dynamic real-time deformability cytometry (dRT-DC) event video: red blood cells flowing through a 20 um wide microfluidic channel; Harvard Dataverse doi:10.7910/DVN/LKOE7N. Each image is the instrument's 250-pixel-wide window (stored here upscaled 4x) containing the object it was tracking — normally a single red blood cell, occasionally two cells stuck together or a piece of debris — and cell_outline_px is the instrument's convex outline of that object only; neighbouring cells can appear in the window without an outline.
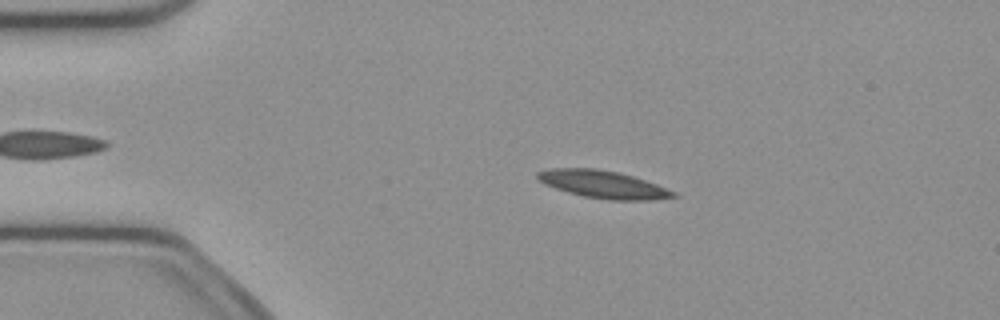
{"species": "common noctule bat (a hibernating species)", "species_latin": "Nyctalus noctula", "temperature_condition": "cold", "stored_images_in_passage": 46, "camera_frame_rate_fps": 3000, "um_per_image_px": 0.085, "animal": {"sex": "female", "body_mass_g": 21.9}, "frame": {"image": 1, "passage_image": 10, "time_ms": 3.0, "image_size_px": [1000, 320], "cell_outline_px": [[680, 196], [652, 200], [608, 200], [584, 196], [568, 192], [544, 184], [536, 176], [536, 172], [552, 168], [596, 168], [616, 172], [632, 176], [656, 184], [676, 192]], "centroid_in_image_um": [51.27, 15.68], "position_along_channel_um": 33.7, "area_um2": 21.68}}
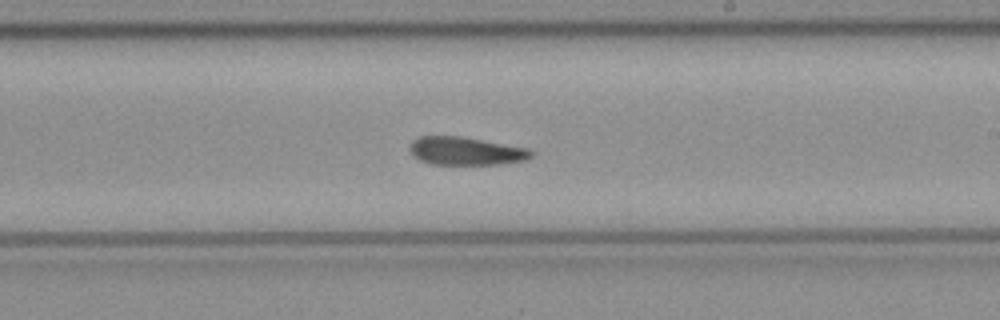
{"frame": {"image": 2, "passage_image": 30, "time_ms": 9.667, "image_size_px": [1000, 320], "cell_outline_px": [[536, 152], [532, 156], [524, 160], [500, 164], [432, 164], [420, 160], [412, 156], [408, 148], [412, 140], [420, 136], [460, 136], [528, 148]], "centroid_in_image_um": [39.57, 12.83], "position_along_channel_um": 249.4, "area_um2": 19.94}}
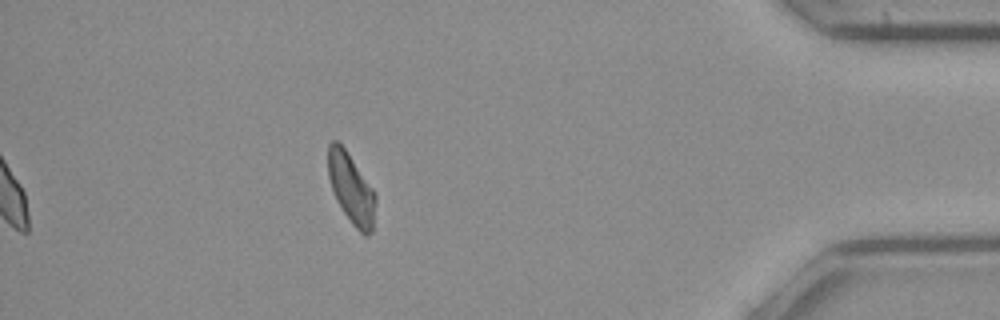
{"frame": {"image": 3, "passage_image": 46, "time_ms": 15.0, "image_size_px": [1000, 320], "cell_outline_px": [[376, 200], [372, 232], [368, 236], [364, 236], [352, 224], [336, 200], [328, 176], [328, 144], [332, 140], [336, 140], [344, 148], [372, 188], [376, 196]], "centroid_in_image_um": [29.85, 16.05], "position_along_channel_um": 405.4, "area_um2": 19.13}, "authors_computed_cell_mechanics": {"area_um2": 20.6635, "velocity_mm_per_s": 3.879, "shape_relaxation_time_tau1_ms": null, "shape_relaxation_time_tau2_ms": 6.8506, "deformation_change_tau1": null, "deformation_change_tau2": 0.1577}}